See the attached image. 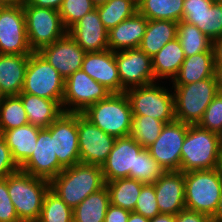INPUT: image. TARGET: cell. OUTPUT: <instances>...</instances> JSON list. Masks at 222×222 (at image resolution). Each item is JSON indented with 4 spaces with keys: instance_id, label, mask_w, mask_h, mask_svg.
Listing matches in <instances>:
<instances>
[{
    "instance_id": "18",
    "label": "cell",
    "mask_w": 222,
    "mask_h": 222,
    "mask_svg": "<svg viewBox=\"0 0 222 222\" xmlns=\"http://www.w3.org/2000/svg\"><path fill=\"white\" fill-rule=\"evenodd\" d=\"M64 78L81 70L85 51L66 33L54 43L38 51Z\"/></svg>"
},
{
    "instance_id": "27",
    "label": "cell",
    "mask_w": 222,
    "mask_h": 222,
    "mask_svg": "<svg viewBox=\"0 0 222 222\" xmlns=\"http://www.w3.org/2000/svg\"><path fill=\"white\" fill-rule=\"evenodd\" d=\"M184 60L183 48L178 38L166 43L159 52L152 57V68L155 80L170 77L173 81Z\"/></svg>"
},
{
    "instance_id": "36",
    "label": "cell",
    "mask_w": 222,
    "mask_h": 222,
    "mask_svg": "<svg viewBox=\"0 0 222 222\" xmlns=\"http://www.w3.org/2000/svg\"><path fill=\"white\" fill-rule=\"evenodd\" d=\"M165 124L151 116H133L130 136L147 149L159 137Z\"/></svg>"
},
{
    "instance_id": "13",
    "label": "cell",
    "mask_w": 222,
    "mask_h": 222,
    "mask_svg": "<svg viewBox=\"0 0 222 222\" xmlns=\"http://www.w3.org/2000/svg\"><path fill=\"white\" fill-rule=\"evenodd\" d=\"M54 155L64 167L80 163L78 143V113L63 112L51 124Z\"/></svg>"
},
{
    "instance_id": "30",
    "label": "cell",
    "mask_w": 222,
    "mask_h": 222,
    "mask_svg": "<svg viewBox=\"0 0 222 222\" xmlns=\"http://www.w3.org/2000/svg\"><path fill=\"white\" fill-rule=\"evenodd\" d=\"M145 183L130 178H119L106 182L110 204L134 212L137 198Z\"/></svg>"
},
{
    "instance_id": "54",
    "label": "cell",
    "mask_w": 222,
    "mask_h": 222,
    "mask_svg": "<svg viewBox=\"0 0 222 222\" xmlns=\"http://www.w3.org/2000/svg\"><path fill=\"white\" fill-rule=\"evenodd\" d=\"M108 0H92V2H93V4L95 5V6H99V5H101V4H104V3H106Z\"/></svg>"
},
{
    "instance_id": "37",
    "label": "cell",
    "mask_w": 222,
    "mask_h": 222,
    "mask_svg": "<svg viewBox=\"0 0 222 222\" xmlns=\"http://www.w3.org/2000/svg\"><path fill=\"white\" fill-rule=\"evenodd\" d=\"M36 222H73V209L49 188Z\"/></svg>"
},
{
    "instance_id": "26",
    "label": "cell",
    "mask_w": 222,
    "mask_h": 222,
    "mask_svg": "<svg viewBox=\"0 0 222 222\" xmlns=\"http://www.w3.org/2000/svg\"><path fill=\"white\" fill-rule=\"evenodd\" d=\"M215 61L213 51L201 52L185 57L173 85H185L206 78L215 77Z\"/></svg>"
},
{
    "instance_id": "15",
    "label": "cell",
    "mask_w": 222,
    "mask_h": 222,
    "mask_svg": "<svg viewBox=\"0 0 222 222\" xmlns=\"http://www.w3.org/2000/svg\"><path fill=\"white\" fill-rule=\"evenodd\" d=\"M116 137L105 133L78 113L80 163L99 165L106 161Z\"/></svg>"
},
{
    "instance_id": "6",
    "label": "cell",
    "mask_w": 222,
    "mask_h": 222,
    "mask_svg": "<svg viewBox=\"0 0 222 222\" xmlns=\"http://www.w3.org/2000/svg\"><path fill=\"white\" fill-rule=\"evenodd\" d=\"M172 87L175 120L187 124H198L206 108L218 93L215 77Z\"/></svg>"
},
{
    "instance_id": "22",
    "label": "cell",
    "mask_w": 222,
    "mask_h": 222,
    "mask_svg": "<svg viewBox=\"0 0 222 222\" xmlns=\"http://www.w3.org/2000/svg\"><path fill=\"white\" fill-rule=\"evenodd\" d=\"M148 19L138 11L108 32V48L113 51L138 48L146 32Z\"/></svg>"
},
{
    "instance_id": "39",
    "label": "cell",
    "mask_w": 222,
    "mask_h": 222,
    "mask_svg": "<svg viewBox=\"0 0 222 222\" xmlns=\"http://www.w3.org/2000/svg\"><path fill=\"white\" fill-rule=\"evenodd\" d=\"M95 8L92 0H64L58 12L63 26L68 31L83 16Z\"/></svg>"
},
{
    "instance_id": "8",
    "label": "cell",
    "mask_w": 222,
    "mask_h": 222,
    "mask_svg": "<svg viewBox=\"0 0 222 222\" xmlns=\"http://www.w3.org/2000/svg\"><path fill=\"white\" fill-rule=\"evenodd\" d=\"M164 86L151 83L125 91L133 116H151L165 123L175 120L174 95Z\"/></svg>"
},
{
    "instance_id": "46",
    "label": "cell",
    "mask_w": 222,
    "mask_h": 222,
    "mask_svg": "<svg viewBox=\"0 0 222 222\" xmlns=\"http://www.w3.org/2000/svg\"><path fill=\"white\" fill-rule=\"evenodd\" d=\"M212 4L211 0H184L183 13L205 12Z\"/></svg>"
},
{
    "instance_id": "32",
    "label": "cell",
    "mask_w": 222,
    "mask_h": 222,
    "mask_svg": "<svg viewBox=\"0 0 222 222\" xmlns=\"http://www.w3.org/2000/svg\"><path fill=\"white\" fill-rule=\"evenodd\" d=\"M183 21L195 25L212 41L222 37V3H213L200 13H183Z\"/></svg>"
},
{
    "instance_id": "7",
    "label": "cell",
    "mask_w": 222,
    "mask_h": 222,
    "mask_svg": "<svg viewBox=\"0 0 222 222\" xmlns=\"http://www.w3.org/2000/svg\"><path fill=\"white\" fill-rule=\"evenodd\" d=\"M64 85L65 79L39 52L29 55L21 92L55 100L61 106Z\"/></svg>"
},
{
    "instance_id": "17",
    "label": "cell",
    "mask_w": 222,
    "mask_h": 222,
    "mask_svg": "<svg viewBox=\"0 0 222 222\" xmlns=\"http://www.w3.org/2000/svg\"><path fill=\"white\" fill-rule=\"evenodd\" d=\"M143 149L130 135L117 137L111 152L101 166L105 182L129 178L130 172H135L136 156Z\"/></svg>"
},
{
    "instance_id": "2",
    "label": "cell",
    "mask_w": 222,
    "mask_h": 222,
    "mask_svg": "<svg viewBox=\"0 0 222 222\" xmlns=\"http://www.w3.org/2000/svg\"><path fill=\"white\" fill-rule=\"evenodd\" d=\"M219 135L189 124L181 148L180 171L211 170L221 166Z\"/></svg>"
},
{
    "instance_id": "29",
    "label": "cell",
    "mask_w": 222,
    "mask_h": 222,
    "mask_svg": "<svg viewBox=\"0 0 222 222\" xmlns=\"http://www.w3.org/2000/svg\"><path fill=\"white\" fill-rule=\"evenodd\" d=\"M109 205V190L105 186L87 196L73 209V222H104Z\"/></svg>"
},
{
    "instance_id": "28",
    "label": "cell",
    "mask_w": 222,
    "mask_h": 222,
    "mask_svg": "<svg viewBox=\"0 0 222 222\" xmlns=\"http://www.w3.org/2000/svg\"><path fill=\"white\" fill-rule=\"evenodd\" d=\"M177 28L178 22L175 21L148 20L138 48L152 58L166 43L177 38Z\"/></svg>"
},
{
    "instance_id": "16",
    "label": "cell",
    "mask_w": 222,
    "mask_h": 222,
    "mask_svg": "<svg viewBox=\"0 0 222 222\" xmlns=\"http://www.w3.org/2000/svg\"><path fill=\"white\" fill-rule=\"evenodd\" d=\"M64 167L54 155L53 138H51V125L40 129L36 146L30 158L20 167V170L35 176L51 180L56 177Z\"/></svg>"
},
{
    "instance_id": "20",
    "label": "cell",
    "mask_w": 222,
    "mask_h": 222,
    "mask_svg": "<svg viewBox=\"0 0 222 222\" xmlns=\"http://www.w3.org/2000/svg\"><path fill=\"white\" fill-rule=\"evenodd\" d=\"M108 32L101 22L96 8L83 16L67 31L86 53L109 49Z\"/></svg>"
},
{
    "instance_id": "14",
    "label": "cell",
    "mask_w": 222,
    "mask_h": 222,
    "mask_svg": "<svg viewBox=\"0 0 222 222\" xmlns=\"http://www.w3.org/2000/svg\"><path fill=\"white\" fill-rule=\"evenodd\" d=\"M115 60L121 81V93L129 88L155 83L152 58L139 48L116 51Z\"/></svg>"
},
{
    "instance_id": "5",
    "label": "cell",
    "mask_w": 222,
    "mask_h": 222,
    "mask_svg": "<svg viewBox=\"0 0 222 222\" xmlns=\"http://www.w3.org/2000/svg\"><path fill=\"white\" fill-rule=\"evenodd\" d=\"M184 179L186 209L212 217L222 191L221 168L184 172Z\"/></svg>"
},
{
    "instance_id": "19",
    "label": "cell",
    "mask_w": 222,
    "mask_h": 222,
    "mask_svg": "<svg viewBox=\"0 0 222 222\" xmlns=\"http://www.w3.org/2000/svg\"><path fill=\"white\" fill-rule=\"evenodd\" d=\"M154 188L160 214L176 215L186 208L184 172L165 171Z\"/></svg>"
},
{
    "instance_id": "10",
    "label": "cell",
    "mask_w": 222,
    "mask_h": 222,
    "mask_svg": "<svg viewBox=\"0 0 222 222\" xmlns=\"http://www.w3.org/2000/svg\"><path fill=\"white\" fill-rule=\"evenodd\" d=\"M110 94L107 88L83 70H78L65 79L61 107L63 112L82 113L88 106L106 99Z\"/></svg>"
},
{
    "instance_id": "50",
    "label": "cell",
    "mask_w": 222,
    "mask_h": 222,
    "mask_svg": "<svg viewBox=\"0 0 222 222\" xmlns=\"http://www.w3.org/2000/svg\"><path fill=\"white\" fill-rule=\"evenodd\" d=\"M149 222H175V215L171 214H159L154 218H150Z\"/></svg>"
},
{
    "instance_id": "48",
    "label": "cell",
    "mask_w": 222,
    "mask_h": 222,
    "mask_svg": "<svg viewBox=\"0 0 222 222\" xmlns=\"http://www.w3.org/2000/svg\"><path fill=\"white\" fill-rule=\"evenodd\" d=\"M213 54L215 64H222V37L213 41Z\"/></svg>"
},
{
    "instance_id": "25",
    "label": "cell",
    "mask_w": 222,
    "mask_h": 222,
    "mask_svg": "<svg viewBox=\"0 0 222 222\" xmlns=\"http://www.w3.org/2000/svg\"><path fill=\"white\" fill-rule=\"evenodd\" d=\"M21 98L29 124L39 127H49L62 113V107L55 101L21 92Z\"/></svg>"
},
{
    "instance_id": "9",
    "label": "cell",
    "mask_w": 222,
    "mask_h": 222,
    "mask_svg": "<svg viewBox=\"0 0 222 222\" xmlns=\"http://www.w3.org/2000/svg\"><path fill=\"white\" fill-rule=\"evenodd\" d=\"M23 11L28 43L33 52H38L67 33L58 10L23 5Z\"/></svg>"
},
{
    "instance_id": "51",
    "label": "cell",
    "mask_w": 222,
    "mask_h": 222,
    "mask_svg": "<svg viewBox=\"0 0 222 222\" xmlns=\"http://www.w3.org/2000/svg\"><path fill=\"white\" fill-rule=\"evenodd\" d=\"M211 218L212 222H222V191L215 214Z\"/></svg>"
},
{
    "instance_id": "33",
    "label": "cell",
    "mask_w": 222,
    "mask_h": 222,
    "mask_svg": "<svg viewBox=\"0 0 222 222\" xmlns=\"http://www.w3.org/2000/svg\"><path fill=\"white\" fill-rule=\"evenodd\" d=\"M177 38L183 48L185 57L201 52L213 51V41L195 25L183 20L178 22Z\"/></svg>"
},
{
    "instance_id": "4",
    "label": "cell",
    "mask_w": 222,
    "mask_h": 222,
    "mask_svg": "<svg viewBox=\"0 0 222 222\" xmlns=\"http://www.w3.org/2000/svg\"><path fill=\"white\" fill-rule=\"evenodd\" d=\"M81 114L116 138L130 135L133 115L125 92L111 93L106 99L88 106Z\"/></svg>"
},
{
    "instance_id": "3",
    "label": "cell",
    "mask_w": 222,
    "mask_h": 222,
    "mask_svg": "<svg viewBox=\"0 0 222 222\" xmlns=\"http://www.w3.org/2000/svg\"><path fill=\"white\" fill-rule=\"evenodd\" d=\"M49 188V180L32 176L20 169L8 175V194L22 222L38 220Z\"/></svg>"
},
{
    "instance_id": "23",
    "label": "cell",
    "mask_w": 222,
    "mask_h": 222,
    "mask_svg": "<svg viewBox=\"0 0 222 222\" xmlns=\"http://www.w3.org/2000/svg\"><path fill=\"white\" fill-rule=\"evenodd\" d=\"M29 55L0 54V94L19 95L25 79Z\"/></svg>"
},
{
    "instance_id": "11",
    "label": "cell",
    "mask_w": 222,
    "mask_h": 222,
    "mask_svg": "<svg viewBox=\"0 0 222 222\" xmlns=\"http://www.w3.org/2000/svg\"><path fill=\"white\" fill-rule=\"evenodd\" d=\"M23 5L0 9V54L30 55Z\"/></svg>"
},
{
    "instance_id": "45",
    "label": "cell",
    "mask_w": 222,
    "mask_h": 222,
    "mask_svg": "<svg viewBox=\"0 0 222 222\" xmlns=\"http://www.w3.org/2000/svg\"><path fill=\"white\" fill-rule=\"evenodd\" d=\"M129 215L130 211L110 204L104 222H127Z\"/></svg>"
},
{
    "instance_id": "12",
    "label": "cell",
    "mask_w": 222,
    "mask_h": 222,
    "mask_svg": "<svg viewBox=\"0 0 222 222\" xmlns=\"http://www.w3.org/2000/svg\"><path fill=\"white\" fill-rule=\"evenodd\" d=\"M188 126L178 120L166 123L159 137L147 148L165 171H180L181 148Z\"/></svg>"
},
{
    "instance_id": "55",
    "label": "cell",
    "mask_w": 222,
    "mask_h": 222,
    "mask_svg": "<svg viewBox=\"0 0 222 222\" xmlns=\"http://www.w3.org/2000/svg\"><path fill=\"white\" fill-rule=\"evenodd\" d=\"M218 135H219V149L222 157V131Z\"/></svg>"
},
{
    "instance_id": "53",
    "label": "cell",
    "mask_w": 222,
    "mask_h": 222,
    "mask_svg": "<svg viewBox=\"0 0 222 222\" xmlns=\"http://www.w3.org/2000/svg\"><path fill=\"white\" fill-rule=\"evenodd\" d=\"M23 0H0V4L4 6H16L22 4Z\"/></svg>"
},
{
    "instance_id": "52",
    "label": "cell",
    "mask_w": 222,
    "mask_h": 222,
    "mask_svg": "<svg viewBox=\"0 0 222 222\" xmlns=\"http://www.w3.org/2000/svg\"><path fill=\"white\" fill-rule=\"evenodd\" d=\"M127 222H149V218L135 212H130Z\"/></svg>"
},
{
    "instance_id": "24",
    "label": "cell",
    "mask_w": 222,
    "mask_h": 222,
    "mask_svg": "<svg viewBox=\"0 0 222 222\" xmlns=\"http://www.w3.org/2000/svg\"><path fill=\"white\" fill-rule=\"evenodd\" d=\"M40 129L39 127L27 124L1 133L7 146L10 148L13 160L19 168L33 154Z\"/></svg>"
},
{
    "instance_id": "21",
    "label": "cell",
    "mask_w": 222,
    "mask_h": 222,
    "mask_svg": "<svg viewBox=\"0 0 222 222\" xmlns=\"http://www.w3.org/2000/svg\"><path fill=\"white\" fill-rule=\"evenodd\" d=\"M81 70L111 93H121V81L118 75L115 52L110 49L85 53Z\"/></svg>"
},
{
    "instance_id": "56",
    "label": "cell",
    "mask_w": 222,
    "mask_h": 222,
    "mask_svg": "<svg viewBox=\"0 0 222 222\" xmlns=\"http://www.w3.org/2000/svg\"><path fill=\"white\" fill-rule=\"evenodd\" d=\"M213 3H222V0H211Z\"/></svg>"
},
{
    "instance_id": "40",
    "label": "cell",
    "mask_w": 222,
    "mask_h": 222,
    "mask_svg": "<svg viewBox=\"0 0 222 222\" xmlns=\"http://www.w3.org/2000/svg\"><path fill=\"white\" fill-rule=\"evenodd\" d=\"M134 212L149 219L160 214L156 200L154 183H146L142 186L137 198Z\"/></svg>"
},
{
    "instance_id": "44",
    "label": "cell",
    "mask_w": 222,
    "mask_h": 222,
    "mask_svg": "<svg viewBox=\"0 0 222 222\" xmlns=\"http://www.w3.org/2000/svg\"><path fill=\"white\" fill-rule=\"evenodd\" d=\"M175 222H212V218L204 213L185 208L175 215Z\"/></svg>"
},
{
    "instance_id": "42",
    "label": "cell",
    "mask_w": 222,
    "mask_h": 222,
    "mask_svg": "<svg viewBox=\"0 0 222 222\" xmlns=\"http://www.w3.org/2000/svg\"><path fill=\"white\" fill-rule=\"evenodd\" d=\"M0 222H22L8 194V176L0 180Z\"/></svg>"
},
{
    "instance_id": "35",
    "label": "cell",
    "mask_w": 222,
    "mask_h": 222,
    "mask_svg": "<svg viewBox=\"0 0 222 222\" xmlns=\"http://www.w3.org/2000/svg\"><path fill=\"white\" fill-rule=\"evenodd\" d=\"M29 124L26 111L18 95L0 98V134L3 131Z\"/></svg>"
},
{
    "instance_id": "49",
    "label": "cell",
    "mask_w": 222,
    "mask_h": 222,
    "mask_svg": "<svg viewBox=\"0 0 222 222\" xmlns=\"http://www.w3.org/2000/svg\"><path fill=\"white\" fill-rule=\"evenodd\" d=\"M214 76L216 79L218 92L222 93V64H215Z\"/></svg>"
},
{
    "instance_id": "38",
    "label": "cell",
    "mask_w": 222,
    "mask_h": 222,
    "mask_svg": "<svg viewBox=\"0 0 222 222\" xmlns=\"http://www.w3.org/2000/svg\"><path fill=\"white\" fill-rule=\"evenodd\" d=\"M165 170L150 155L148 149L144 148L137 156L135 172H130L129 178L143 183H155Z\"/></svg>"
},
{
    "instance_id": "34",
    "label": "cell",
    "mask_w": 222,
    "mask_h": 222,
    "mask_svg": "<svg viewBox=\"0 0 222 222\" xmlns=\"http://www.w3.org/2000/svg\"><path fill=\"white\" fill-rule=\"evenodd\" d=\"M96 9L101 22L108 31L138 11L137 0H108L106 3L96 6Z\"/></svg>"
},
{
    "instance_id": "41",
    "label": "cell",
    "mask_w": 222,
    "mask_h": 222,
    "mask_svg": "<svg viewBox=\"0 0 222 222\" xmlns=\"http://www.w3.org/2000/svg\"><path fill=\"white\" fill-rule=\"evenodd\" d=\"M198 125L219 134L222 131V93L218 92L206 108Z\"/></svg>"
},
{
    "instance_id": "47",
    "label": "cell",
    "mask_w": 222,
    "mask_h": 222,
    "mask_svg": "<svg viewBox=\"0 0 222 222\" xmlns=\"http://www.w3.org/2000/svg\"><path fill=\"white\" fill-rule=\"evenodd\" d=\"M64 0H25L22 5H33L41 8L59 10Z\"/></svg>"
},
{
    "instance_id": "31",
    "label": "cell",
    "mask_w": 222,
    "mask_h": 222,
    "mask_svg": "<svg viewBox=\"0 0 222 222\" xmlns=\"http://www.w3.org/2000/svg\"><path fill=\"white\" fill-rule=\"evenodd\" d=\"M184 0H137L138 12L148 20L179 22L183 18Z\"/></svg>"
},
{
    "instance_id": "43",
    "label": "cell",
    "mask_w": 222,
    "mask_h": 222,
    "mask_svg": "<svg viewBox=\"0 0 222 222\" xmlns=\"http://www.w3.org/2000/svg\"><path fill=\"white\" fill-rule=\"evenodd\" d=\"M20 168L13 160L10 148L0 134V180L18 171Z\"/></svg>"
},
{
    "instance_id": "1",
    "label": "cell",
    "mask_w": 222,
    "mask_h": 222,
    "mask_svg": "<svg viewBox=\"0 0 222 222\" xmlns=\"http://www.w3.org/2000/svg\"><path fill=\"white\" fill-rule=\"evenodd\" d=\"M49 182L50 189L72 209L106 186L101 166L83 163L64 168Z\"/></svg>"
}]
</instances>
